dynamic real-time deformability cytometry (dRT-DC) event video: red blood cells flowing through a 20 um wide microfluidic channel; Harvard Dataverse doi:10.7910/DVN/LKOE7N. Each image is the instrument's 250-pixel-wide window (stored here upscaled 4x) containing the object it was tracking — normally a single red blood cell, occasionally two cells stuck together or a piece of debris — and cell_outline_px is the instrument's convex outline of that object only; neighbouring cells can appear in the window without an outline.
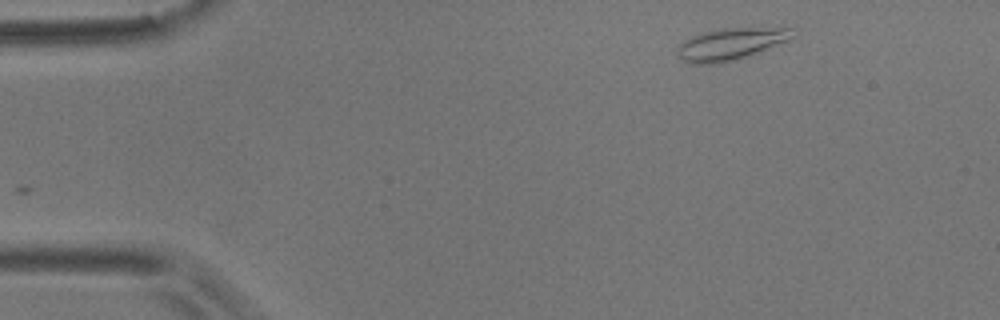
{"species": "common noctule bat (a hibernating species)", "species_latin": "Nyctalus noctula", "temperature_condition": "room temperature", "stored_images_in_passage": 3, "camera_frame_rate_fps": 3000, "um_per_image_px": 0.085, "animal": {"sex": "male", "body_mass_g": 17.9}, "frame": {"image": 1, "passage_image": 1, "time_ms": 0.0, "image_size_px": [1000, 320], "cell_outline_px": [[796, 36], [788, 40], [756, 52], [720, 64], [692, 64], [680, 60], [676, 52], [676, 48], [684, 40], [700, 32], [720, 28], [792, 28]], "centroid_in_image_um": [62.02, 3.74], "position_along_channel_um": 23.0, "area_um2": 21.33}}